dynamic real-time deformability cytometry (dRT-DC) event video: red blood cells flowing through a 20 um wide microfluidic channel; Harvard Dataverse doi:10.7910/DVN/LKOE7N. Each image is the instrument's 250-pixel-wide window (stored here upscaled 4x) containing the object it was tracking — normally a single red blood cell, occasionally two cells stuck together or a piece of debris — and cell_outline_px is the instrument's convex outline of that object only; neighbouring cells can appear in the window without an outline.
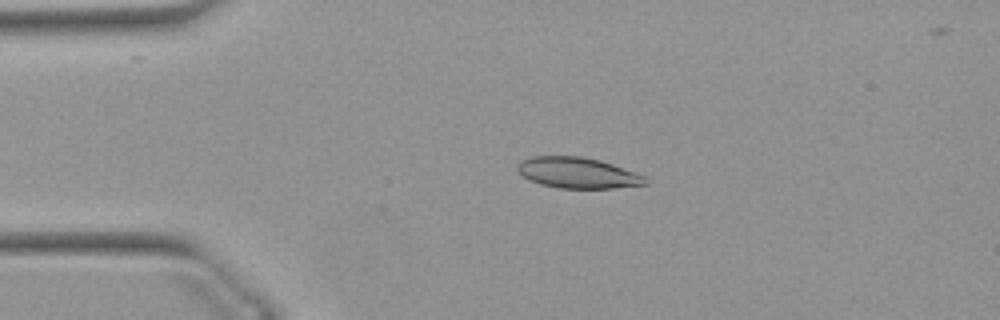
{"species": "Egyptian fruit bat (a non-hibernating species)", "species_latin": "Rousettus aegyptiacus", "temperature_condition": "warm", "stored_images_in_passage": 44, "camera_frame_rate_fps": 3000, "um_per_image_px": 0.085, "animal": {"sex": "female"}, "frame": {"image": 1, "passage_image": 10, "time_ms": 3.0, "image_size_px": [1000, 320], "cell_outline_px": [[648, 184], [616, 188], [560, 188], [540, 184], [524, 176], [516, 168], [516, 164], [520, 160], [532, 156], [580, 156], [600, 160], [636, 172], [644, 176]], "centroid_in_image_um": [49.1, 14.68], "position_along_channel_um": 35.9, "area_um2": 22.95}}
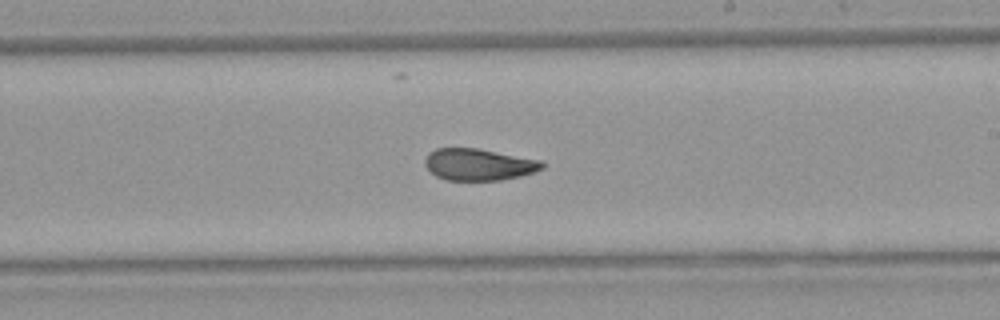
{"frame": {"image": 2, "passage_image": 29, "time_ms": 9.333, "image_size_px": [1000, 320], "cell_outline_px": [[544, 168], [520, 176], [500, 180], [444, 180], [436, 176], [424, 164], [424, 160], [428, 152], [436, 148], [476, 148], [540, 160], [544, 164]], "centroid_in_image_um": [40.65, 13.98], "position_along_channel_um": 248.4, "area_um2": 21.56}}
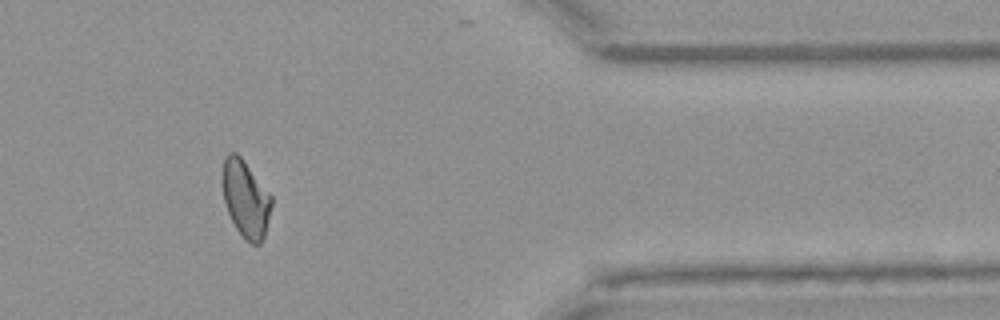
{"frame": {"image": 3, "passage_image": 42, "time_ms": 13.667, "image_size_px": [1000, 320], "cell_outline_px": [[272, 204], [264, 236], [260, 244], [252, 244], [236, 228], [228, 212], [224, 200], [224, 156], [228, 152], [236, 152], [240, 156], [272, 196]], "centroid_in_image_um": [20.9, 16.89], "position_along_channel_um": 390.5, "area_um2": 21.33}, "authors_computed_cell_mechanics": {"area_um2": 22.6865, "velocity_mm_per_s": 3.8863, "shape_relaxation_time_tau1_ms": 7.0485, "shape_relaxation_time_tau2_ms": 1.7789, "deformation_change_tau1": 0.1914, "deformation_change_tau2": 0.0696}}